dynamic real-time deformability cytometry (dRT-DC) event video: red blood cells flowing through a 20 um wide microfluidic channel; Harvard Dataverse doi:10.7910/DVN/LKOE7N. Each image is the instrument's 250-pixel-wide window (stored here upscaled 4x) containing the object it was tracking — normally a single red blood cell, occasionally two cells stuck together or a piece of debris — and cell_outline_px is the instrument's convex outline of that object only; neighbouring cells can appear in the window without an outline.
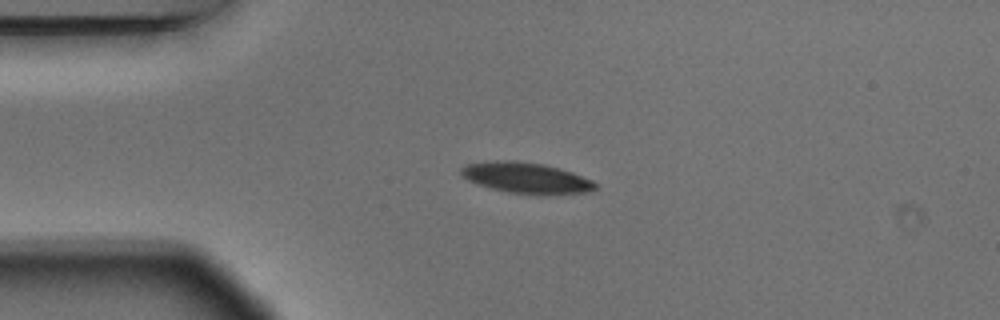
{"species": "Egyptian fruit bat (a non-hibernating species)", "species_latin": "Rousettus aegyptiacus", "temperature_condition": "warm", "stored_images_in_passage": 4, "camera_frame_rate_fps": 3000, "um_per_image_px": 0.085, "animal": {"sex": "male"}, "frame": {"image": 1, "passage_image": 3, "time_ms": 0.667, "image_size_px": [1000, 320], "cell_outline_px": [[596, 188], [592, 192], [508, 192], [476, 184], [468, 180], [460, 172], [460, 168], [468, 164], [496, 160], [516, 160], [544, 164], [560, 168], [572, 172], [592, 180], [596, 184]], "centroid_in_image_um": [44.69, 15.07], "position_along_channel_um": 40.3, "area_um2": 23.29}}